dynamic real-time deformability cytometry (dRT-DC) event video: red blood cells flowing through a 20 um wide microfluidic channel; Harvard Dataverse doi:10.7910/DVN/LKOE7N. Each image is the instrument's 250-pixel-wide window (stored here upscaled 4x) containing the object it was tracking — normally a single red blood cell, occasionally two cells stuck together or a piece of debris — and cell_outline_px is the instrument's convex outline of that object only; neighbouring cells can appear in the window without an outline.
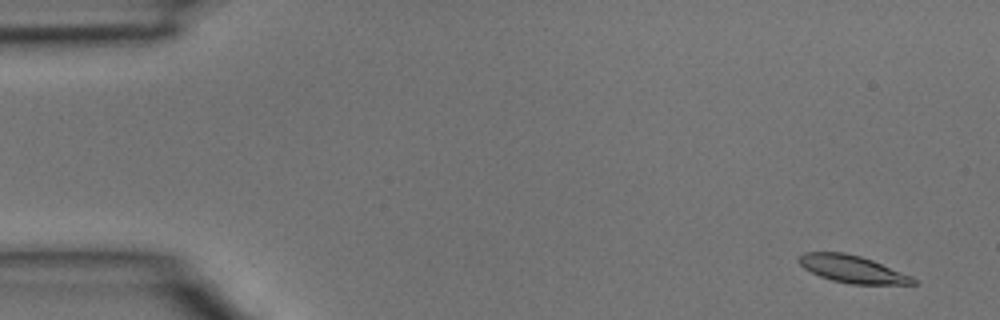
{"species": "common noctule bat (a hibernating species)", "species_latin": "Nyctalus noctula", "temperature_condition": "room temperature", "stored_images_in_passage": 5, "camera_frame_rate_fps": 3000, "um_per_image_px": 0.085, "animal": {"sex": "male", "body_mass_g": 15.6}, "frame": {"image": 1, "passage_image": 1, "time_ms": 0.0, "image_size_px": [1000, 320], "cell_outline_px": [[916, 284], [852, 284], [832, 280], [820, 276], [804, 268], [796, 260], [804, 252], [844, 252], [860, 256], [872, 260], [912, 276], [916, 280]], "centroid_in_image_um": [72.43, 22.86], "position_along_channel_um": 12.6, "area_um2": 18.03}}
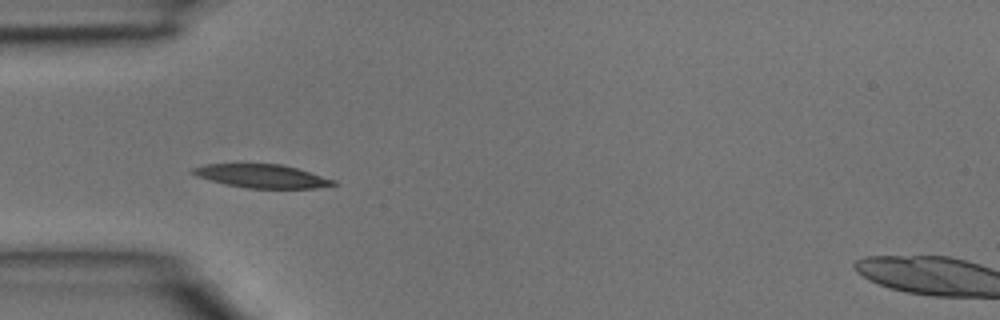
{"frame": {"image": 2, "passage_image": 4, "time_ms": 1.0, "image_size_px": [1000, 320], "cell_outline_px": [[336, 184], [316, 188], [248, 188], [224, 184], [196, 176], [192, 172], [192, 168], [204, 164], [284, 164], [336, 180]], "centroid_in_image_um": [22.26, 14.96], "position_along_channel_um": 62.7, "area_um2": 19.13}}